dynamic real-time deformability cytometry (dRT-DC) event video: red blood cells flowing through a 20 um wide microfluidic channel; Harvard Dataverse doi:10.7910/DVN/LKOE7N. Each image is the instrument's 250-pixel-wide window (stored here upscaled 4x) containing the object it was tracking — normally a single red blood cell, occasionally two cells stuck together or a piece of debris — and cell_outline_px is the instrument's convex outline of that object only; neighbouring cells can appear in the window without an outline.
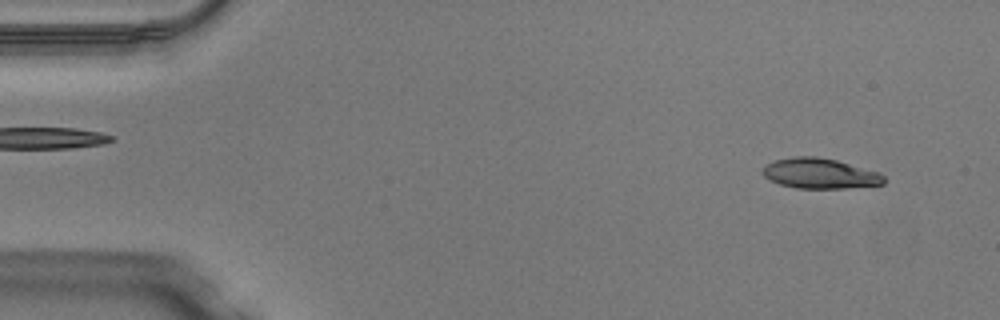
{"species": "Egyptian fruit bat (a non-hibernating species)", "species_latin": "Rousettus aegyptiacus", "temperature_condition": "warm", "stored_images_in_passage": 48, "camera_frame_rate_fps": 3000, "um_per_image_px": 0.085, "animal": {"sex": "male"}, "frame": {"image": 1, "passage_image": 3, "time_ms": 0.667, "image_size_px": [1000, 320], "cell_outline_px": [[884, 184], [844, 188], [796, 188], [780, 184], [764, 176], [760, 172], [764, 164], [776, 160], [792, 156], [816, 156], [836, 160], [880, 172], [884, 176]], "centroid_in_image_um": [69.66, 14.73], "position_along_channel_um": 15.3, "area_um2": 21.44}}
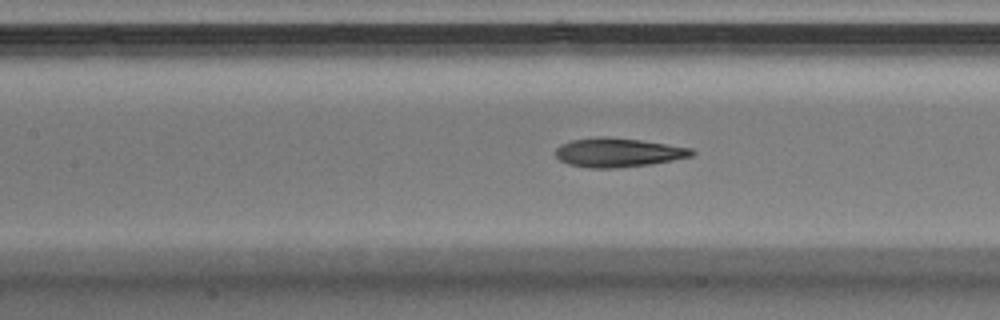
{"frame": {"image": 2, "passage_image": 21, "time_ms": 6.667, "image_size_px": [1000, 320], "cell_outline_px": [[696, 152], [692, 156], [672, 160], [648, 164], [616, 168], [588, 168], [568, 164], [560, 160], [556, 156], [556, 148], [560, 144], [572, 140], [600, 136], [604, 136], [640, 140], [692, 148]], "centroid_in_image_um": [52.51, 12.96], "position_along_channel_um": 154.9, "area_um2": 22.95}}
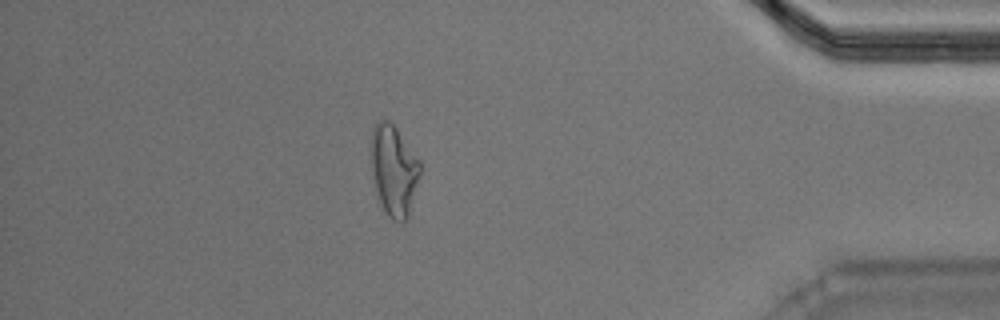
{"frame": {"image": 3, "passage_image": 42, "time_ms": 13.667, "image_size_px": [1000, 320], "cell_outline_px": [[420, 176], [408, 220], [400, 224], [392, 220], [388, 216], [380, 200], [376, 188], [372, 172], [368, 148], [372, 128], [380, 120], [388, 120], [396, 128], [420, 160]], "centroid_in_image_um": [33.47, 14.48], "position_along_channel_um": 401.7, "area_um2": 26.36}, "authors_computed_cell_mechanics": {"area_um2": 22.7732, "velocity_mm_per_s": 4.1024, "shape_relaxation_time_tau1_ms": null, "shape_relaxation_time_tau2_ms": 2.6439, "deformation_change_tau1": null, "deformation_change_tau2": 0.112}}